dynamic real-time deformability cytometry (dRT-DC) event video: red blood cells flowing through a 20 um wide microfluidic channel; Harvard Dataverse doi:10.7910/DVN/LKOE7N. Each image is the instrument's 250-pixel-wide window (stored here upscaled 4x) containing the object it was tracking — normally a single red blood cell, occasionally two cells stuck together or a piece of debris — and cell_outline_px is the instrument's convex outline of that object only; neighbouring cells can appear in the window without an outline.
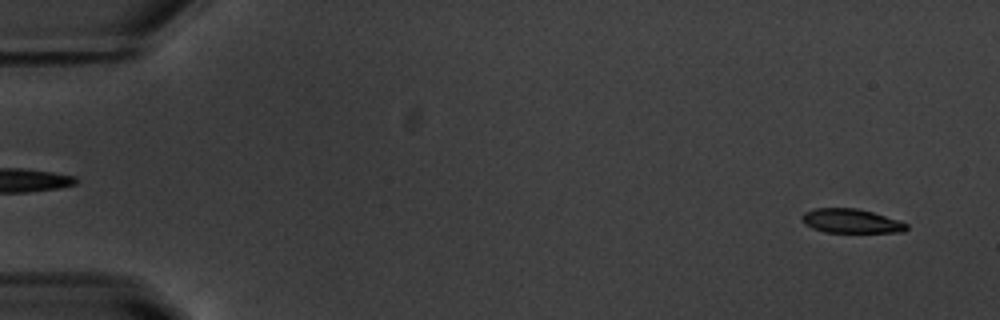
{"species": "common noctule bat (a hibernating species)", "species_latin": "Nyctalus noctula", "temperature_condition": "warm", "stored_images_in_passage": 54, "camera_frame_rate_fps": 3000, "um_per_image_px": 0.085, "animal": {"sex": "male", "body_mass_g": 20.1, "forearm_length_mm": 53.5}, "frame": {"image": 1, "passage_image": 3, "time_ms": 0.667, "image_size_px": [1000, 320], "cell_outline_px": [[908, 228], [904, 232], [824, 232], [812, 228], [804, 224], [800, 220], [800, 216], [804, 212], [816, 208], [856, 208], [872, 212], [908, 224]], "centroid_in_image_um": [72.28, 18.79], "position_along_channel_um": 12.7, "area_um2": 14.68}}
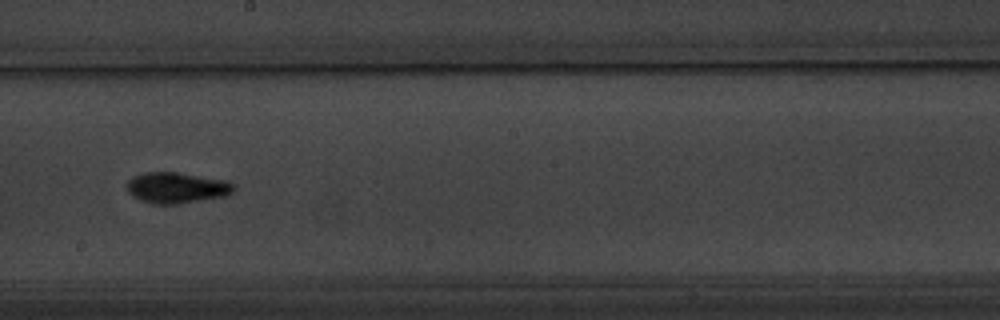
{"frame": {"image": 2, "passage_image": 31, "time_ms": 10.0, "image_size_px": [1000, 320], "cell_outline_px": [[236, 188], [232, 192], [224, 196], [176, 204], [160, 204], [140, 200], [132, 196], [124, 188], [128, 180], [132, 176], [144, 172], [176, 172], [224, 180], [236, 184]], "centroid_in_image_um": [14.97, 15.95], "position_along_channel_um": 233.2, "area_um2": 19.25}}
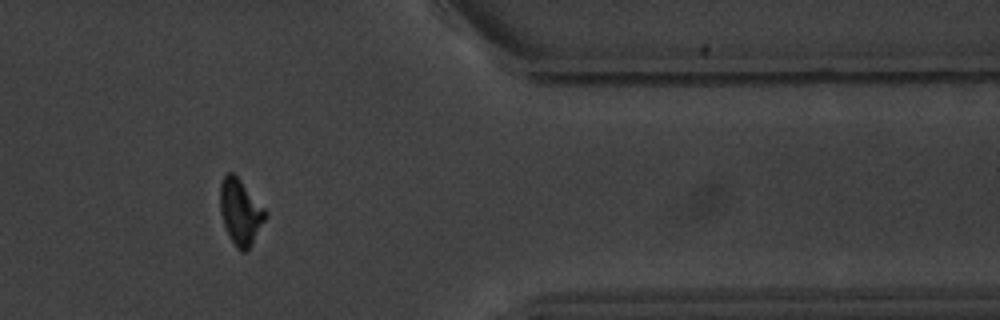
{"frame": {"image": 3, "passage_image": 45, "time_ms": 14.667, "image_size_px": [1000, 320], "cell_outline_px": [[268, 216], [252, 244], [244, 252], [240, 252], [236, 248], [224, 224], [220, 212], [220, 184], [224, 172], [232, 172], [240, 180], [268, 212]], "centroid_in_image_um": [20.44, 18.0], "position_along_channel_um": 391.0, "area_um2": 17.28}, "authors_computed_cell_mechanics": {"area_um2": 16.6175, "velocity_mm_per_s": 3.766, "shape_relaxation_time_tau1_ms": 3.5625, "shape_relaxation_time_tau2_ms": 6.3825, "deformation_change_tau1": 0.1672, "deformation_change_tau2": 0.1607}}